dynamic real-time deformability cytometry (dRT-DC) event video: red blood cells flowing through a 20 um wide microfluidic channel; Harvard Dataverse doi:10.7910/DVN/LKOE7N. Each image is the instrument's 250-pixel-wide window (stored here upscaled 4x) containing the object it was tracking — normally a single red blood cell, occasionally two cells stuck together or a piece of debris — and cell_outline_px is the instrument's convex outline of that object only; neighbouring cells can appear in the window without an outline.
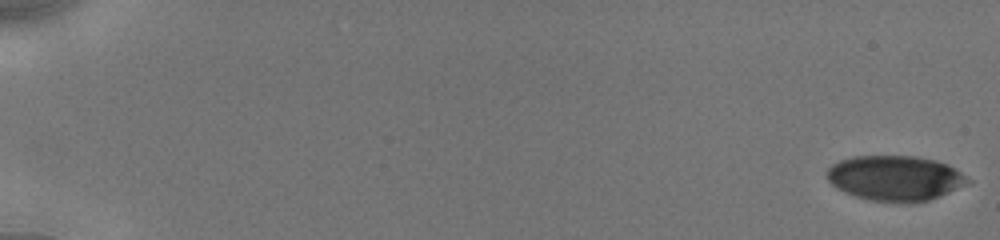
{"species": "human", "species_latin": "Homo sapiens", "temperature_condition": "cold", "stored_images_in_passage": 15, "camera_frame_rate_fps": 3000, "um_per_image_px": 0.085, "donor": {"sex": "male"}, "frame": {"image": 1, "passage_image": 1, "time_ms": 0.0, "image_size_px": [1000, 240], "cell_outline_px": [[972, 180], [968, 184], [928, 200], [912, 204], [896, 204], [868, 200], [844, 192], [836, 188], [828, 180], [828, 168], [832, 164], [840, 160], [852, 156], [916, 156], [936, 160], [948, 164], [956, 168]], "centroid_in_image_um": [76.1, 15.16], "position_along_channel_um": 8.9, "area_um2": 37.57}}